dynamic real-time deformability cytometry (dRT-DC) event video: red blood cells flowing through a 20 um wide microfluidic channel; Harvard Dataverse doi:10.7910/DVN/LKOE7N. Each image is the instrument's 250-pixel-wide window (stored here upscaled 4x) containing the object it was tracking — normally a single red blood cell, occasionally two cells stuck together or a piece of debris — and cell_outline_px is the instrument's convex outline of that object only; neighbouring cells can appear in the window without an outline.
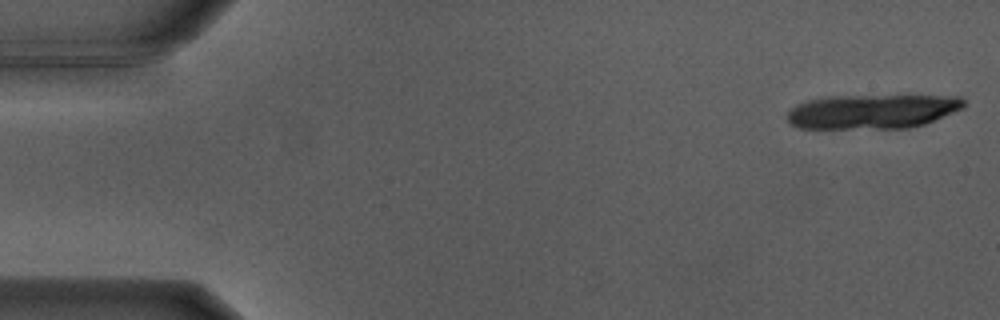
{"species": "Egyptian fruit bat (a non-hibernating species)", "species_latin": "Rousettus aegyptiacus", "temperature_condition": "warm", "stored_images_in_passage": 18, "camera_frame_rate_fps": 3000, "um_per_image_px": 0.085, "animal": {"sex": "male"}, "frame": {"image": 1, "passage_image": 1, "time_ms": 0.0, "image_size_px": [1000, 320], "cell_outline_px": [[964, 108], [924, 124], [908, 128], [800, 128], [792, 124], [788, 120], [788, 112], [796, 104], [808, 100], [824, 96], [960, 96], [964, 100]], "centroid_in_image_um": [74.15, 9.47], "position_along_channel_um": 10.9, "area_um2": 35.2}}